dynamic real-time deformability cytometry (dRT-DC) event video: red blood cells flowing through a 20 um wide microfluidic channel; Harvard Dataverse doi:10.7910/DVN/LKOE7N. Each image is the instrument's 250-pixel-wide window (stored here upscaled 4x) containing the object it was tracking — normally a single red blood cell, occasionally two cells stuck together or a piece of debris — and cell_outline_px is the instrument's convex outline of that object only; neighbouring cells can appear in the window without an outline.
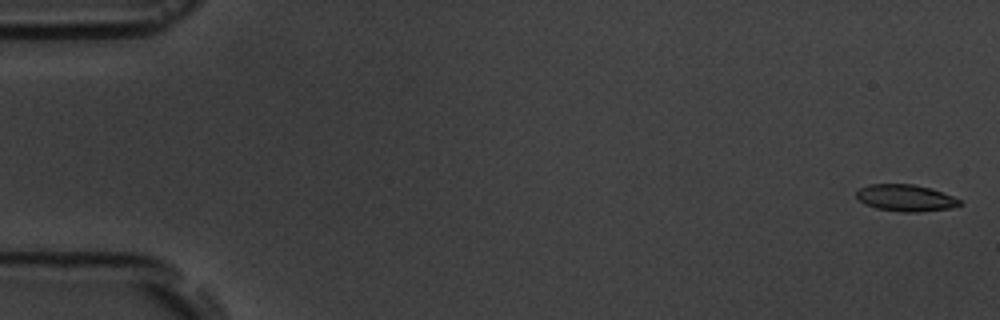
{"species": "common noctule bat (a hibernating species)", "species_latin": "Nyctalus noctula", "temperature_condition": "room temperature", "stored_images_in_passage": 8, "camera_frame_rate_fps": 3000, "um_per_image_px": 0.085, "animal": {"sex": "male", "body_mass_g": 19.5, "forearm_length_mm": 54.6}, "frame": {"image": 1, "passage_image": 1, "time_ms": 0.0, "image_size_px": [1000, 320], "cell_outline_px": [[964, 204], [948, 208], [920, 212], [900, 212], [876, 208], [864, 204], [856, 196], [856, 192], [860, 188], [868, 184], [912, 184], [928, 188], [952, 196], [960, 200]], "centroid_in_image_um": [76.94, 16.83], "position_along_channel_um": 8.1, "area_um2": 15.95}}
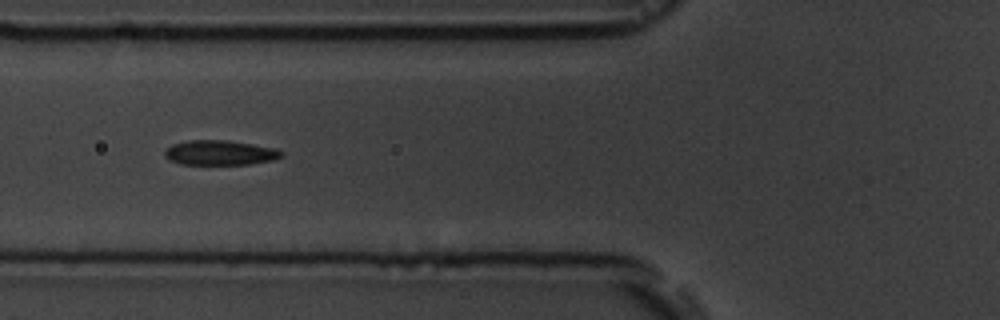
{"frame": {"image": 2, "passage_image": 7, "time_ms": 6.667, "image_size_px": [1000, 320], "cell_outline_px": [[284, 156], [272, 160], [252, 164], [180, 164], [168, 160], [164, 156], [164, 152], [172, 144], [188, 140], [228, 140], [276, 148], [284, 152]], "centroid_in_image_um": [18.71, 12.98], "position_along_channel_um": 107.1, "area_um2": 16.99}}
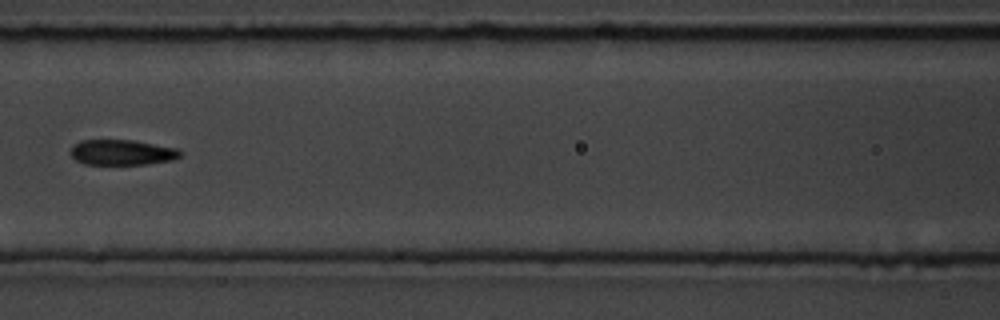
{"frame": {"image": 3, "passage_image": 8, "time_ms": 8.0, "image_size_px": [1000, 320], "cell_outline_px": [[184, 152], [180, 156], [172, 160], [148, 164], [84, 164], [76, 160], [68, 152], [72, 144], [80, 140], [132, 140], [176, 148]], "centroid_in_image_um": [10.33, 12.95], "position_along_channel_um": 156.3, "area_um2": 16.36}}